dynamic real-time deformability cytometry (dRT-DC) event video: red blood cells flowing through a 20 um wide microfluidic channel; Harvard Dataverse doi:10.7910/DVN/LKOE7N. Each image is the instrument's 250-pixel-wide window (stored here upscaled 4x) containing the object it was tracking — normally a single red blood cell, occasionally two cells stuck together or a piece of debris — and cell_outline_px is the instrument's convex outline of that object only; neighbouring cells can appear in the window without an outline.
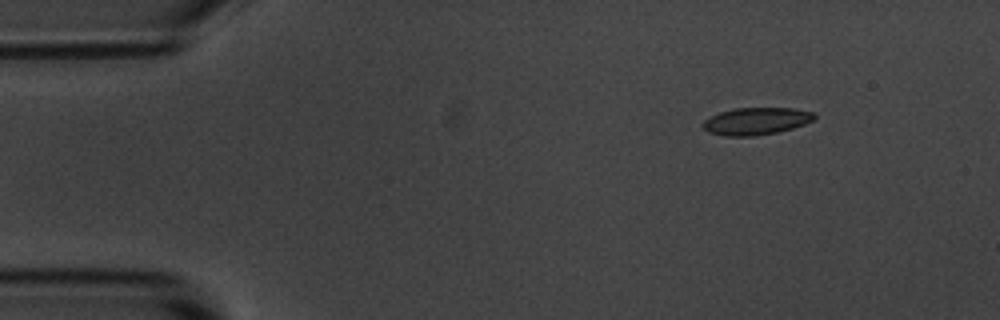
{"species": "common noctule bat (a hibernating species)", "species_latin": "Nyctalus noctula", "temperature_condition": "room temperature", "stored_images_in_passage": 5, "camera_frame_rate_fps": 3000, "um_per_image_px": 0.085, "animal": {"sex": "male", "body_mass_g": 20.1, "forearm_length_mm": 53.5}, "frame": {"image": 1, "passage_image": 1, "time_ms": 0.0, "image_size_px": [1000, 320], "cell_outline_px": [[816, 116], [812, 120], [804, 124], [792, 128], [776, 132], [752, 136], [724, 136], [708, 132], [700, 124], [704, 120], [720, 112], [736, 108], [792, 108], [812, 112]], "centroid_in_image_um": [64.23, 10.3], "position_along_channel_um": 20.8, "area_um2": 17.51}}
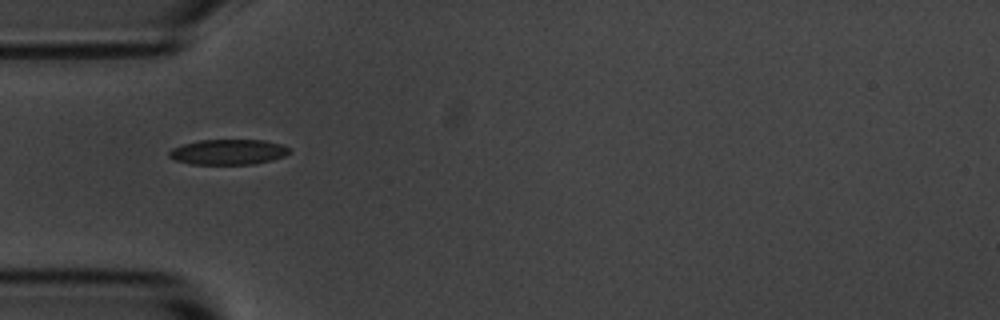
{"frame": {"image": 2, "passage_image": 4, "time_ms": 3.333, "image_size_px": [1000, 320], "cell_outline_px": [[292, 152], [284, 156], [272, 160], [252, 164], [192, 164], [176, 160], [168, 156], [168, 152], [172, 148], [184, 144], [200, 140], [264, 140], [280, 144], [288, 148]], "centroid_in_image_um": [19.4, 12.92], "position_along_channel_um": 65.6, "area_um2": 17.63}}